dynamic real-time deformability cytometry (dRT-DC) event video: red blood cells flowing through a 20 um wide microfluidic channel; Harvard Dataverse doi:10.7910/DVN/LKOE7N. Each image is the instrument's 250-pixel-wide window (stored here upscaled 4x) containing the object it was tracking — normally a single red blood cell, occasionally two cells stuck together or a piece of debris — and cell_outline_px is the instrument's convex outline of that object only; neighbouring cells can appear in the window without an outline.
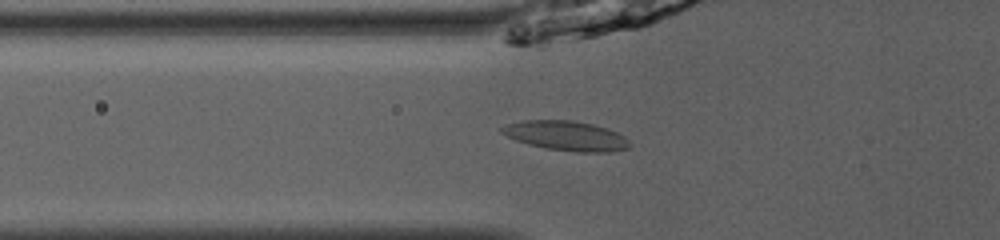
{"species": "common noctule bat (a hibernating species)", "species_latin": "Nyctalus noctula", "temperature_condition": "room temperature", "stored_images_in_passage": 51, "camera_frame_rate_fps": 3000, "um_per_image_px": 0.085, "animal": {"sex": "male", "body_mass_g": 13.0, "forearm_length_mm": 53.1}, "frame": {"image": 1, "passage_image": 20, "time_ms": 6.333, "image_size_px": [1000, 240], "cell_outline_px": [[632, 144], [628, 148], [612, 152], [576, 152], [544, 148], [528, 144], [516, 140], [500, 132], [500, 128], [504, 124], [524, 120], [572, 120], [592, 124], [616, 132], [624, 136]], "centroid_in_image_um": [48.11, 11.54], "position_along_channel_um": 77.7, "area_um2": 22.14}}
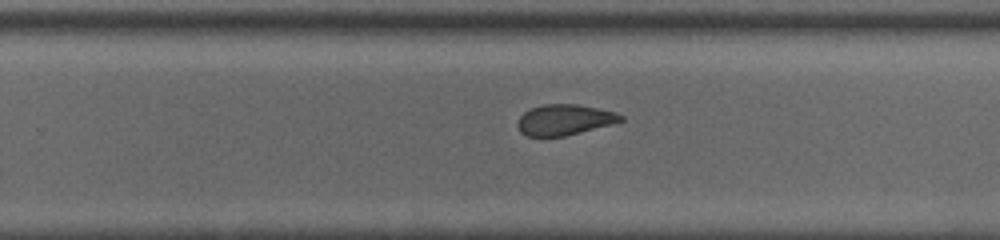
{"frame": {"image": 2, "passage_image": 35, "time_ms": 11.333, "image_size_px": [1000, 240], "cell_outline_px": [[624, 120], [580, 132], [564, 136], [528, 136], [520, 132], [516, 124], [520, 116], [524, 112], [532, 108], [544, 104], [576, 104], [616, 112], [624, 116]], "centroid_in_image_um": [47.95, 10.18], "position_along_channel_um": 281.9, "area_um2": 18.21}}
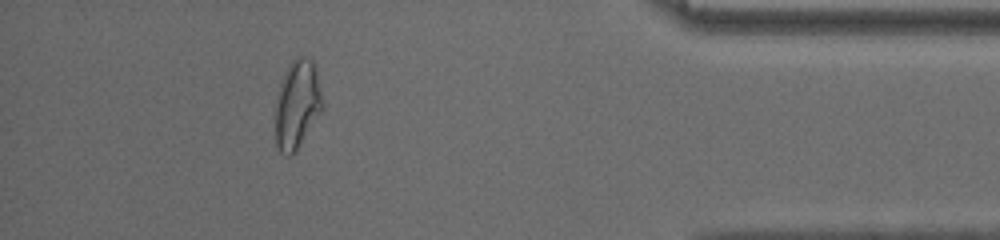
{"frame": {"image": 3, "passage_image": 47, "time_ms": 15.333, "image_size_px": [1000, 240], "cell_outline_px": [[324, 108], [296, 152], [288, 156], [280, 152], [276, 144], [276, 92], [284, 72], [292, 60], [300, 56], [304, 56], [312, 60], [316, 68], [324, 104]], "centroid_in_image_um": [25.27, 8.87], "position_along_channel_um": 409.9, "area_um2": 24.68}, "authors_computed_cell_mechanics": {"area_um2": 20.4034, "velocity_mm_per_s": 4.0474, "shape_relaxation_time_tau1_ms": 10.4572, "shape_relaxation_time_tau2_ms": 1.929, "deformation_change_tau1": 0.2378, "deformation_change_tau2": 0.081}}